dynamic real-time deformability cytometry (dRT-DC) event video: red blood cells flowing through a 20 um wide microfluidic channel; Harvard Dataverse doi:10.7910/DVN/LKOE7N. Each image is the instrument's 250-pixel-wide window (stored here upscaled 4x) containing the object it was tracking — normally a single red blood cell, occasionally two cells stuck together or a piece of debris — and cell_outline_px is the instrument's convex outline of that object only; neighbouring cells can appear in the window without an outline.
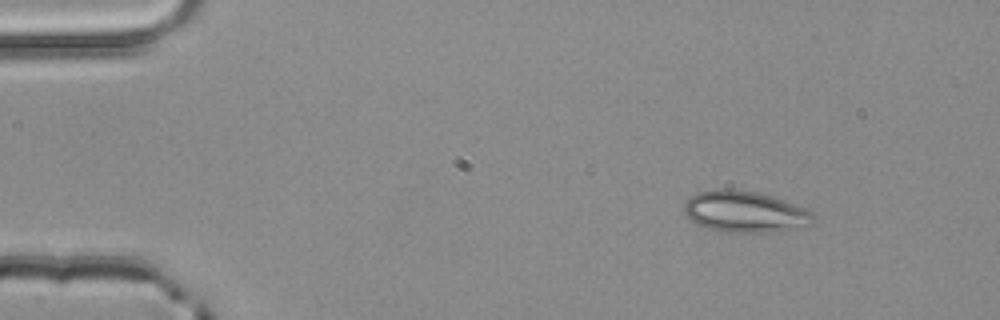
{"species": "common noctule bat (a hibernating species)", "species_latin": "Nyctalus noctula", "temperature_condition": "room temperature", "stored_images_in_passage": 3, "camera_frame_rate_fps": 3000, "um_per_image_px": 0.085, "animal": {"sex": "male", "body_mass_g": 20.4}, "frame": {"image": 1, "passage_image": 1, "time_ms": 0.0, "image_size_px": [1000, 320], "cell_outline_px": [[816, 220], [812, 224], [764, 232], [732, 232], [708, 228], [696, 224], [684, 212], [684, 204], [696, 192], [712, 188], [736, 188], [760, 192], [784, 200], [804, 208], [812, 212], [816, 216]], "centroid_in_image_um": [63.29, 17.95], "position_along_channel_um": 21.7, "area_um2": 31.04}}